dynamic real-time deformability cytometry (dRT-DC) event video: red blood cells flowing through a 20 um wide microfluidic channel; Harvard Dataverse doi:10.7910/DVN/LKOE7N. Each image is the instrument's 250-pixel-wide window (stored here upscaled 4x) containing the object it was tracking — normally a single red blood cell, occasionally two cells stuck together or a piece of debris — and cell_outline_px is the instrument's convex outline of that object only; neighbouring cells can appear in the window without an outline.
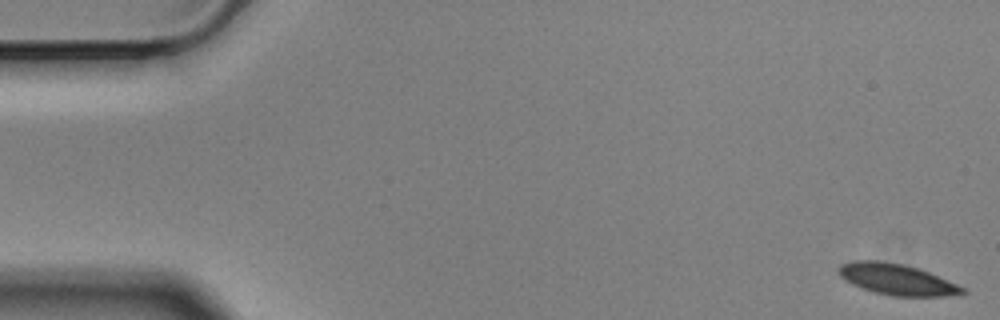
{"species": "Egyptian fruit bat (a non-hibernating species)", "species_latin": "Rousettus aegyptiacus", "temperature_condition": "cold", "stored_images_in_passage": 57, "camera_frame_rate_fps": 3000, "um_per_image_px": 0.085, "animal": {"sex": "male"}, "frame": {"image": 1, "passage_image": 1, "time_ms": 0.0, "image_size_px": [1000, 320], "cell_outline_px": [[968, 292], [944, 296], [892, 296], [876, 292], [852, 284], [844, 280], [840, 276], [840, 264], [852, 260], [880, 260], [904, 264], [920, 268], [956, 284], [964, 288]], "centroid_in_image_um": [76.22, 23.73], "position_along_channel_um": 8.8, "area_um2": 22.25}}
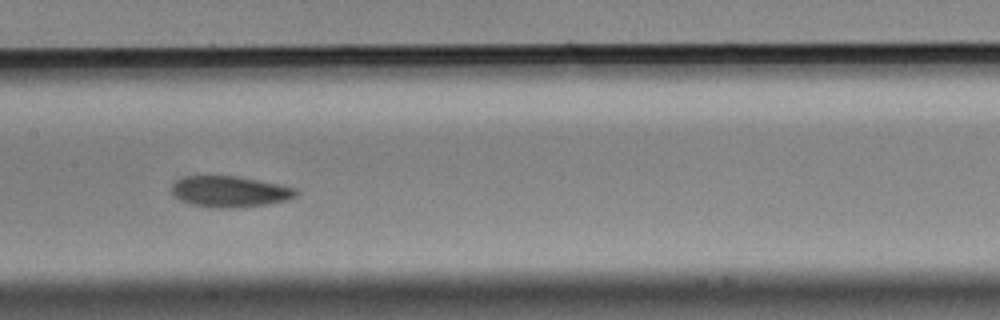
{"frame": {"image": 2, "passage_image": 28, "time_ms": 9.0, "image_size_px": [1000, 320], "cell_outline_px": [[300, 192], [296, 196], [288, 200], [268, 204], [240, 208], [212, 208], [192, 204], [180, 200], [172, 196], [172, 184], [176, 180], [184, 176], [236, 176], [296, 188]], "centroid_in_image_um": [19.52, 16.3], "position_along_channel_um": 187.9, "area_um2": 22.66}}
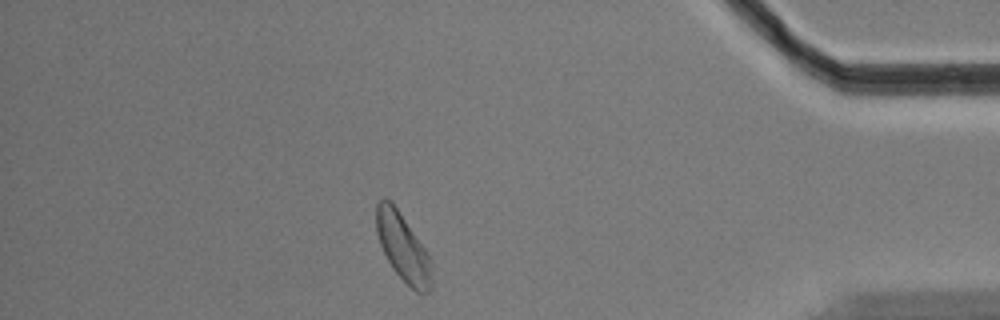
{"frame": {"image": 3, "passage_image": 50, "time_ms": 16.333, "image_size_px": [1000, 320], "cell_outline_px": [[432, 288], [428, 292], [420, 296], [392, 268], [380, 244], [376, 232], [376, 204], [384, 196], [396, 208], [428, 252], [432, 260]], "centroid_in_image_um": [34.28, 21.08], "position_along_channel_um": 400.9, "area_um2": 21.85}, "authors_computed_cell_mechanics": {"area_um2": 22.6576, "velocity_mm_per_s": 3.4635, "shape_relaxation_time_tau1_ms": 3.5775, "shape_relaxation_time_tau2_ms": 3.5819, "deformation_change_tau1": 0.105, "deformation_change_tau2": 0.0955}}